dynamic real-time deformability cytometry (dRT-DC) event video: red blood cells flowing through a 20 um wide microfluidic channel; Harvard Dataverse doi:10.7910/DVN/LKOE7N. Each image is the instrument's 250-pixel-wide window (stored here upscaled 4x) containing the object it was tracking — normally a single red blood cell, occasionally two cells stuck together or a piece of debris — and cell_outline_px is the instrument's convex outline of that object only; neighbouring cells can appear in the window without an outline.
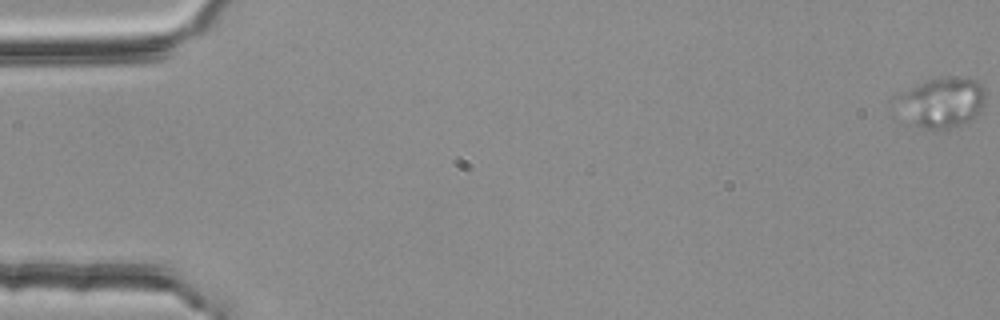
{"species": "common noctule bat (a hibernating species)", "species_latin": "Nyctalus noctula", "temperature_condition": "room temperature", "stored_images_in_passage": 56, "camera_frame_rate_fps": 3000, "um_per_image_px": 0.085, "animal": {"sex": "female", "body_mass_g": 25.1}, "frame": {"image": 1, "passage_image": 1, "time_ms": 0.0, "image_size_px": [1000, 320], "cell_outline_px": [[984, 104], [980, 112], [968, 120], [948, 128], [924, 128], [916, 124], [912, 120], [900, 100], [900, 92], [936, 76], [948, 76], [976, 80], [984, 88]], "centroid_in_image_um": [80.18, 8.63], "position_along_channel_um": 4.8, "area_um2": 24.57}}
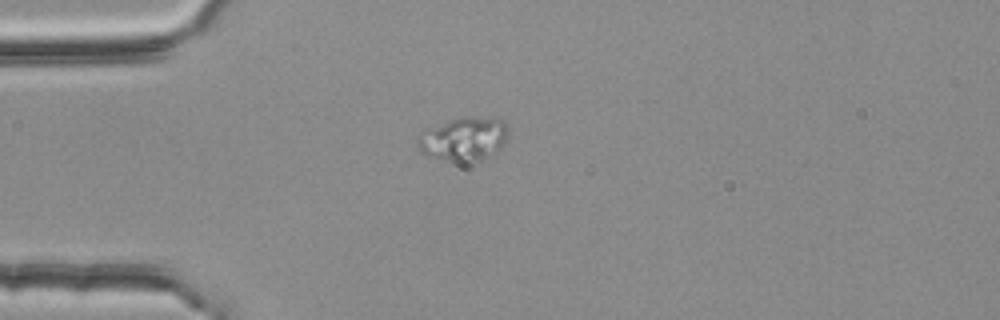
{"frame": {"image": 2, "passage_image": 16, "time_ms": 5.0, "image_size_px": [1000, 320], "cell_outline_px": [[508, 136], [504, 144], [496, 152], [480, 160], [448, 160], [424, 156], [416, 148], [416, 136], [420, 132], [428, 128], [448, 120], [464, 116], [492, 116], [504, 120], [508, 128]], "centroid_in_image_um": [39.39, 11.76], "position_along_channel_um": 45.6, "area_um2": 23.58}}